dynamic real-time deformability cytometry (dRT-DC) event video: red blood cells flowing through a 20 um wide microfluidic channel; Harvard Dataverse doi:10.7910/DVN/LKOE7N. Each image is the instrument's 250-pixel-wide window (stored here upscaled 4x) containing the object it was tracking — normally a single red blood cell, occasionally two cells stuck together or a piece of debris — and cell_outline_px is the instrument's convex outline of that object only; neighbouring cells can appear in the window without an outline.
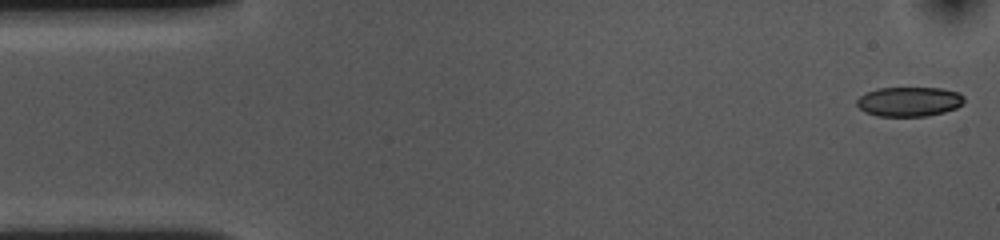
{"species": "common noctule bat (a hibernating species)", "species_latin": "Nyctalus noctula", "temperature_condition": "cold", "stored_images_in_passage": 53, "camera_frame_rate_fps": 3000, "um_per_image_px": 0.085, "animal": {"sex": "female", "body_mass_g": 10.0, "forearm_length_mm": 53.1}, "frame": {"image": 1, "passage_image": 1, "time_ms": 0.0, "image_size_px": [1000, 240], "cell_outline_px": [[964, 104], [956, 108], [944, 112], [924, 116], [876, 116], [864, 112], [856, 104], [856, 100], [860, 96], [876, 88], [940, 88], [960, 92], [964, 96]], "centroid_in_image_um": [77.29, 8.63], "position_along_channel_um": 7.7, "area_um2": 18.61}}
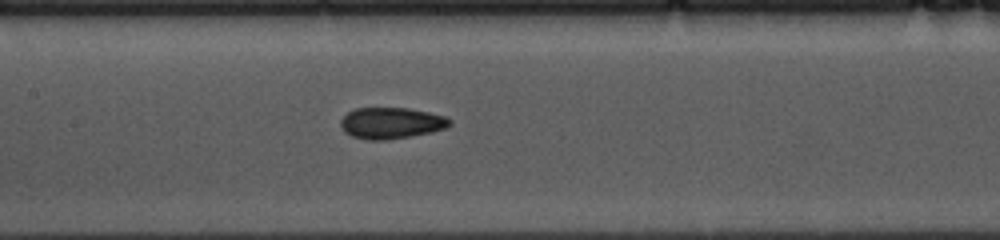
{"frame": {"image": 2, "passage_image": 24, "time_ms": 7.667, "image_size_px": [1000, 240], "cell_outline_px": [[452, 124], [444, 128], [432, 132], [388, 140], [368, 140], [352, 136], [344, 132], [340, 124], [340, 120], [348, 112], [356, 108], [408, 108], [428, 112], [444, 116], [452, 120]], "centroid_in_image_um": [33.24, 10.46], "position_along_channel_um": 174.2, "area_um2": 19.88}}
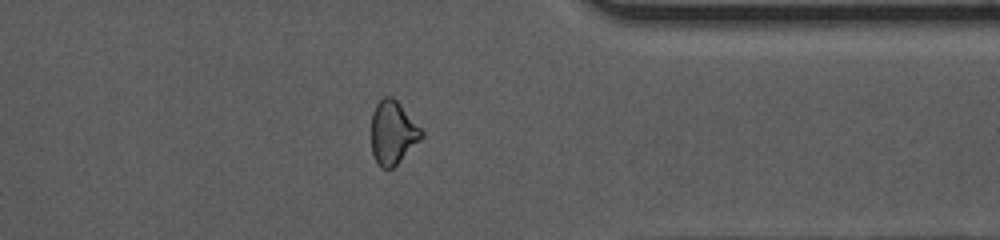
{"frame": {"image": 3, "passage_image": 42, "time_ms": 13.667, "image_size_px": [1000, 240], "cell_outline_px": [[424, 136], [392, 168], [380, 168], [372, 152], [372, 112], [376, 104], [384, 96], [392, 96], [400, 104], [424, 132]], "centroid_in_image_um": [33.38, 11.26], "position_along_channel_um": 378.0, "area_um2": 18.26}, "authors_computed_cell_mechanics": {"area_um2": 19.8254, "velocity_mm_per_s": 3.5971, "shape_relaxation_time_tau1_ms": 10.7276, "shape_relaxation_time_tau2_ms": 3.5022, "deformation_change_tau1": 0.1667, "deformation_change_tau2": 0.0815}}